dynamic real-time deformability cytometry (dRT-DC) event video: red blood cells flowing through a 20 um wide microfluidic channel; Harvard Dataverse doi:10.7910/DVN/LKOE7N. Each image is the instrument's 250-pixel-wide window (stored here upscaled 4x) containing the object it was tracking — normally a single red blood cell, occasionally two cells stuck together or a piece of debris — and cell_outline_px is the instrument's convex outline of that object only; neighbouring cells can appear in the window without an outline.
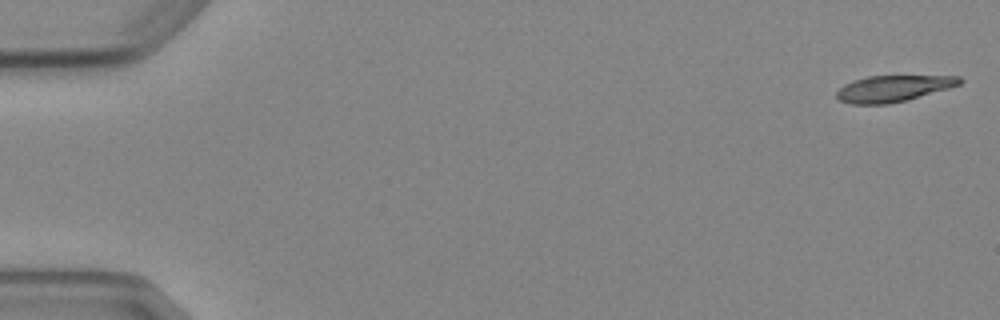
{"species": "Egyptian fruit bat (a non-hibernating species)", "species_latin": "Rousettus aegyptiacus", "temperature_condition": "cold", "stored_images_in_passage": 10, "camera_frame_rate_fps": 3000, "um_per_image_px": 0.085, "animal": {"sex": "female"}, "frame": {"image": 1, "passage_image": 1, "time_ms": 0.0, "image_size_px": [1000, 320], "cell_outline_px": [[964, 80], [960, 84], [948, 88], [908, 100], [888, 104], [852, 104], [840, 100], [836, 96], [836, 92], [844, 84], [868, 76], [960, 76]], "centroid_in_image_um": [75.93, 7.52], "position_along_channel_um": 9.1, "area_um2": 18.73}}
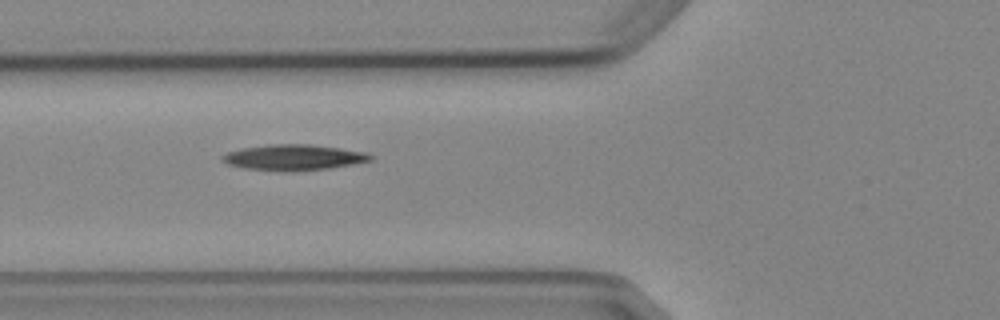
{"frame": {"image": 2, "passage_image": 6, "time_ms": 6.333, "image_size_px": [1000, 320], "cell_outline_px": [[372, 160], [352, 164], [328, 168], [292, 172], [284, 172], [244, 168], [228, 164], [220, 160], [220, 156], [228, 152], [244, 148], [272, 144], [312, 144], [368, 152], [372, 156]], "centroid_in_image_um": [24.95, 13.38], "position_along_channel_um": 100.8, "area_um2": 22.31}}
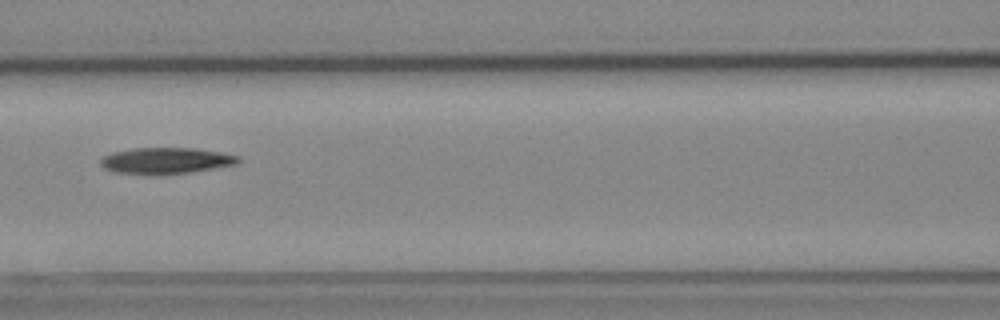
{"frame": {"image": 3, "passage_image": 7, "time_ms": 7.667, "image_size_px": [1000, 320], "cell_outline_px": [[240, 160], [236, 164], [188, 172], [160, 176], [148, 176], [112, 172], [104, 168], [100, 164], [100, 160], [104, 156], [112, 152], [132, 148], [196, 148], [220, 152], [240, 156]], "centroid_in_image_um": [14.03, 13.68], "position_along_channel_um": 152.6, "area_um2": 21.44}}